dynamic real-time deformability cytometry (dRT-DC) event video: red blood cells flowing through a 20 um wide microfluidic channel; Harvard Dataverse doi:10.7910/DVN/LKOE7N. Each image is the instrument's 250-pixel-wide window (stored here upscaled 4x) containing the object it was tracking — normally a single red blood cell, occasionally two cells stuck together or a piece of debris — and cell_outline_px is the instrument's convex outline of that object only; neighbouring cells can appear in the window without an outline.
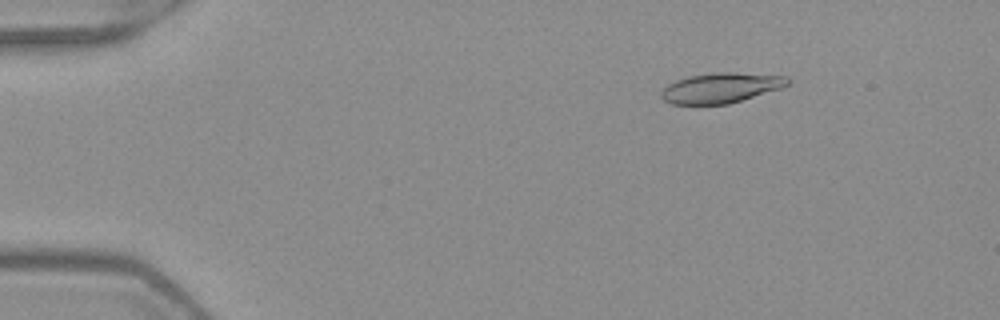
{"species": "Egyptian fruit bat (a non-hibernating species)", "species_latin": "Rousettus aegyptiacus", "temperature_condition": "warm", "stored_images_in_passage": 52, "camera_frame_rate_fps": 3000, "um_per_image_px": 0.085, "frame": {"image": 1, "passage_image": 8, "time_ms": 2.333, "image_size_px": [1000, 320], "cell_outline_px": [[792, 80], [788, 84], [780, 88], [728, 104], [672, 104], [664, 100], [660, 96], [660, 92], [668, 84], [676, 80], [688, 76], [712, 72], [736, 72], [788, 76]], "centroid_in_image_um": [61.27, 7.45], "position_along_channel_um": 23.7, "area_um2": 22.25}}
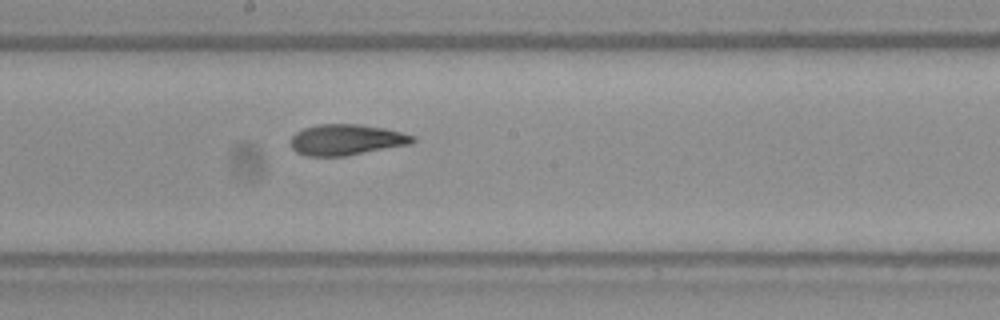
{"frame": {"image": 2, "passage_image": 29, "time_ms": 9.333, "image_size_px": [1000, 320], "cell_outline_px": [[416, 140], [412, 144], [344, 156], [304, 156], [296, 152], [292, 148], [292, 136], [296, 132], [304, 128], [316, 124], [356, 124], [384, 128], [416, 136]], "centroid_in_image_um": [29.45, 11.88], "position_along_channel_um": 218.8, "area_um2": 21.96}}
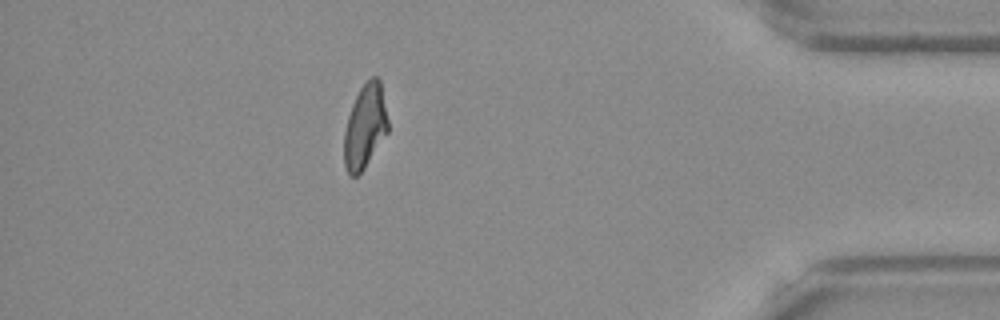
{"frame": {"image": 3, "passage_image": 46, "time_ms": 15.0, "image_size_px": [1000, 320], "cell_outline_px": [[388, 132], [364, 168], [356, 176], [348, 176], [344, 164], [344, 132], [348, 116], [352, 104], [360, 88], [372, 76], [376, 76], [380, 80], [388, 120]], "centroid_in_image_um": [31.02, 10.76], "position_along_channel_um": 404.2, "area_um2": 21.39}, "authors_computed_cell_mechanics": {"area_um2": 22.1952, "velocity_mm_per_s": 3.9924, "shape_relaxation_time_tau1_ms": 8.8153, "shape_relaxation_time_tau2_ms": 1.8749, "deformation_change_tau1": 0.2408, "deformation_change_tau2": 0.0919}}